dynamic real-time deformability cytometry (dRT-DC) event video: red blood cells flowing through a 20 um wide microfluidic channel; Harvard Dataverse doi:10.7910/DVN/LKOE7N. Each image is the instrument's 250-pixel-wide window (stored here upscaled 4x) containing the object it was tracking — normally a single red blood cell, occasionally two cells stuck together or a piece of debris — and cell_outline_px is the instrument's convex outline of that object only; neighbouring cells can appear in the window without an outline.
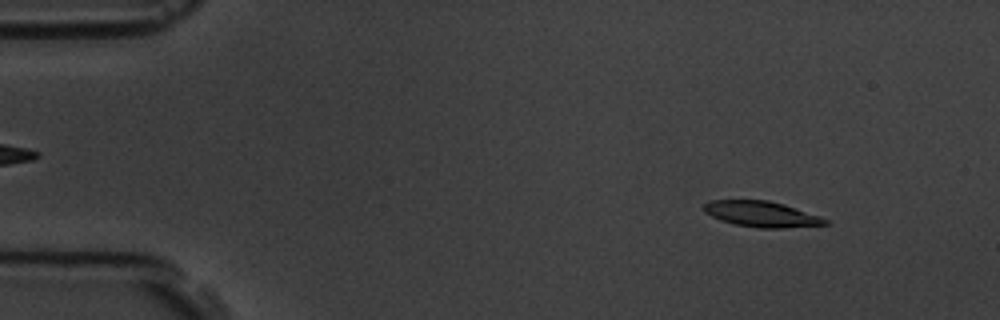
{"species": "common noctule bat (a hibernating species)", "species_latin": "Nyctalus noctula", "temperature_condition": "room temperature", "stored_images_in_passage": 7, "camera_frame_rate_fps": 3000, "um_per_image_px": 0.085, "animal": {"sex": "male", "body_mass_g": 19.5, "forearm_length_mm": 54.6}, "frame": {"image": 1, "passage_image": 1, "time_ms": 0.0, "image_size_px": [1000, 320], "cell_outline_px": [[832, 224], [780, 228], [760, 228], [736, 224], [720, 220], [704, 212], [704, 204], [712, 200], [768, 200], [784, 204], [820, 216], [828, 220]], "centroid_in_image_um": [64.76, 18.19], "position_along_channel_um": 20.2, "area_um2": 18.09}}
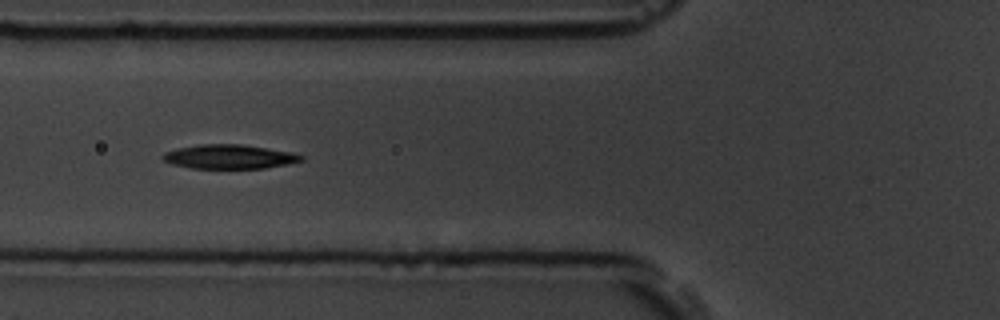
{"frame": {"image": 2, "passage_image": 5, "time_ms": 4.667, "image_size_px": [1000, 320], "cell_outline_px": [[304, 160], [264, 168], [192, 168], [172, 164], [164, 160], [160, 156], [164, 152], [176, 148], [200, 144], [240, 144], [292, 152], [304, 156]], "centroid_in_image_um": [19.45, 13.31], "position_along_channel_um": 106.4, "area_um2": 19.36}}
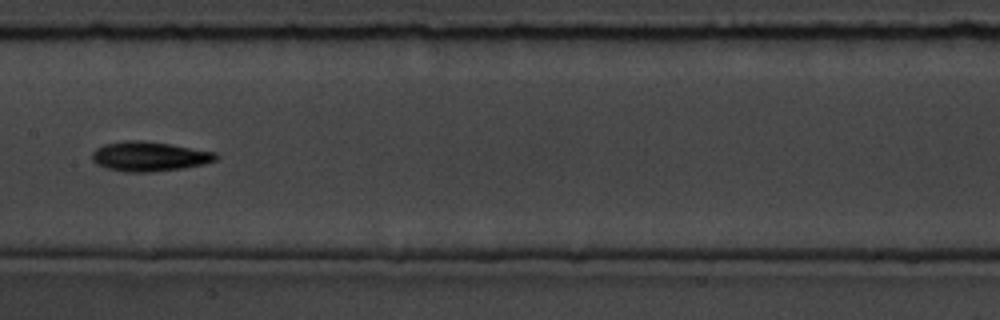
{"frame": {"image": 3, "passage_image": 7, "time_ms": 7.0, "image_size_px": [1000, 320], "cell_outline_px": [[220, 156], [216, 160], [204, 164], [184, 168], [152, 172], [124, 172], [108, 168], [96, 164], [92, 160], [92, 152], [96, 148], [104, 144], [124, 140], [144, 140], [216, 152]], "centroid_in_image_um": [12.69, 13.29], "position_along_channel_um": 194.7, "area_um2": 21.5}}